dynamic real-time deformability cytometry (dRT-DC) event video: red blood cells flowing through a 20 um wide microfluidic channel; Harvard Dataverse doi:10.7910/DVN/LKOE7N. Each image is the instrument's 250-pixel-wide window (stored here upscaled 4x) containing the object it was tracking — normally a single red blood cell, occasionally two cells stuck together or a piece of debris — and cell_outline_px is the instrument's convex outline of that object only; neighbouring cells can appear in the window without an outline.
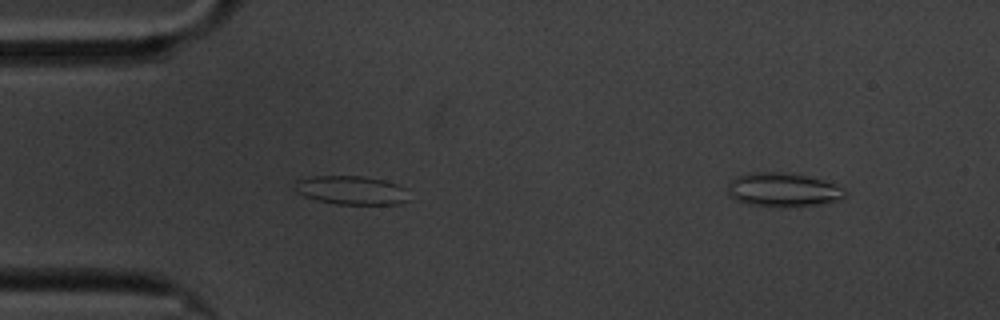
{"species": "common noctule bat (a hibernating species)", "species_latin": "Nyctalus noctula", "temperature_condition": "cold", "stored_images_in_passage": 4, "segment_of_instrument_passage": [1, 2], "camera_frame_rate_fps": 3000, "um_per_image_px": 0.085, "animal": {"sex": "male", "body_mass_g": 20.1, "forearm_length_mm": 53.5}, "frame": {"image": 1, "passage_image": 3, "time_ms": 0.667, "image_size_px": [1000, 320], "cell_outline_px": [[408, 200], [400, 204], [336, 204], [316, 200], [304, 196], [296, 192], [296, 180], [312, 176], [364, 176], [384, 180], [408, 188]], "centroid_in_image_um": [29.9, 16.17], "position_along_channel_um": 55.1, "area_um2": 19.25}}